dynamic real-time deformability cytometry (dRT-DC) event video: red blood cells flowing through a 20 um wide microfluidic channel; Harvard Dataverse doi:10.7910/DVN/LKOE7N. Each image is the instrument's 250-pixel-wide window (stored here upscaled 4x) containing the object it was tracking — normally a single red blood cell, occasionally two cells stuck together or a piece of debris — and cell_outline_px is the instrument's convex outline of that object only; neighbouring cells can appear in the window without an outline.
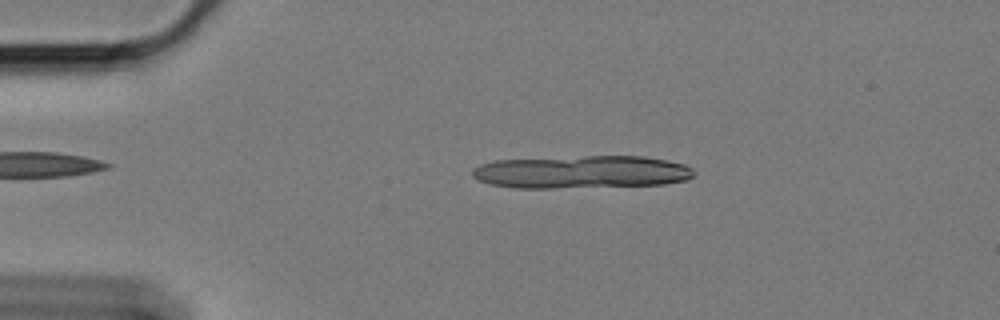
{"species": "Egyptian fruit bat (a non-hibernating species)", "species_latin": "Rousettus aegyptiacus", "temperature_condition": "cold", "stored_images_in_passage": 18, "camera_frame_rate_fps": 3000, "um_per_image_px": 0.085, "animal": {"sex": "female"}, "frame": {"image": 1, "passage_image": 11, "time_ms": 3.333, "image_size_px": [1000, 320], "cell_outline_px": [[688, 176], [676, 180], [648, 184], [616, 184], [600, 180], [624, 160], [656, 160], [676, 164]], "centroid_in_image_um": [54.75, 14.67], "position_along_channel_um": 30.3, "area_um2": 11.21}}
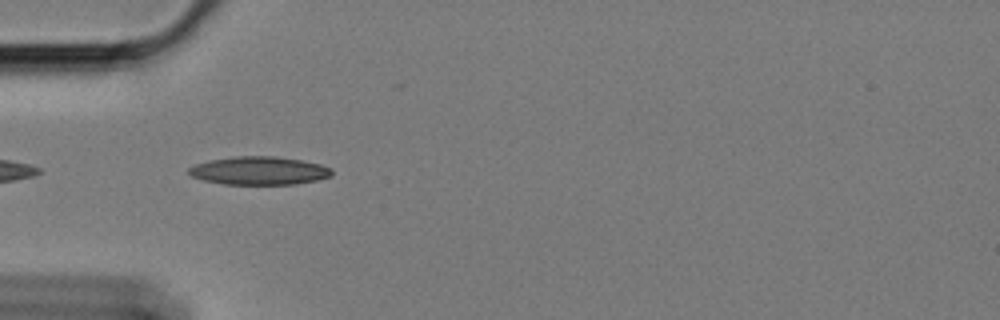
{"frame": {"image": 2, "passage_image": 18, "time_ms": 5.667, "image_size_px": [1000, 320], "cell_outline_px": [[320, 176], [300, 180], [268, 184], [252, 184], [220, 180], [248, 160], [284, 160], [304, 164]], "centroid_in_image_um": [22.93, 14.65], "position_along_channel_um": 62.1, "area_um2": 12.08}}